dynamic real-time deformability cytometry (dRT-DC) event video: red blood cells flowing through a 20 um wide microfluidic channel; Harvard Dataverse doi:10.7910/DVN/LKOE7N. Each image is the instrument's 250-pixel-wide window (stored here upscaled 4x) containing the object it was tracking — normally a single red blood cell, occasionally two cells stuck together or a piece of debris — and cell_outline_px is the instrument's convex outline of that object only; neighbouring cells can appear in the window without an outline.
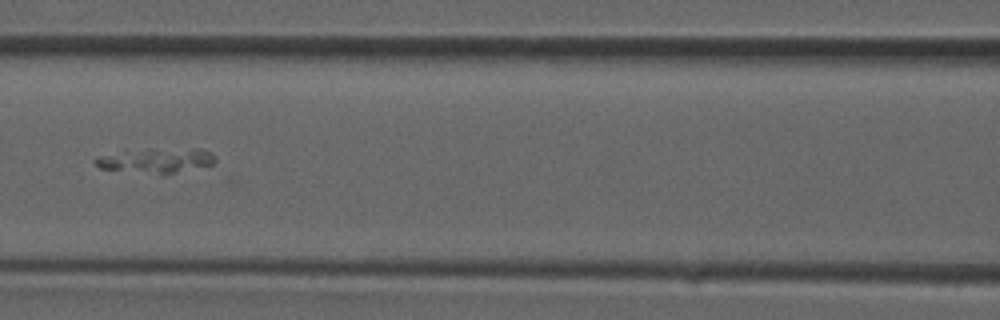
{"species": "common noctule bat (a hibernating species)", "species_latin": "Nyctalus noctula", "temperature_condition": "room temperature", "stored_images_in_passage": 27, "camera_frame_rate_fps": 3000, "um_per_image_px": 0.085, "animal": {"sex": "male", "forearm_length_mm": 52.5}, "frame": {"image": 1, "passage_image": 7, "time_ms": 2.0, "image_size_px": [1000, 320], "cell_outline_px": [[216, 160], [212, 164], [172, 172], [160, 172], [100, 168], [92, 160], [96, 156], [124, 148], [200, 148], [212, 152]], "centroid_in_image_um": [13.19, 13.54], "position_along_channel_um": 153.4, "area_um2": 17.22}}
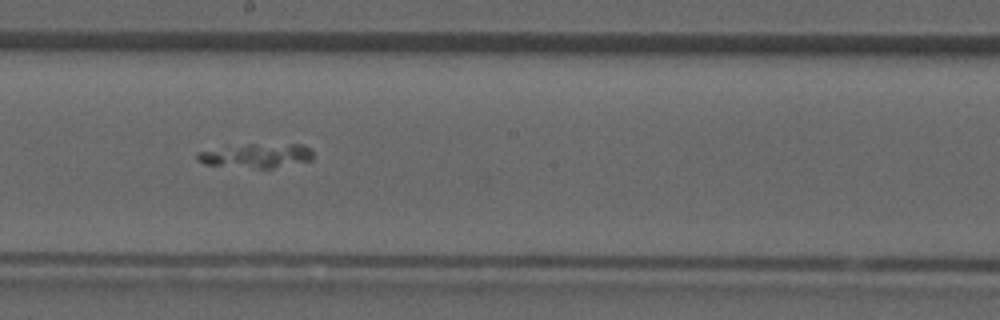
{"frame": {"image": 2, "passage_image": 11, "time_ms": 3.333, "image_size_px": [1000, 320], "cell_outline_px": [[312, 160], [272, 168], [256, 168], [204, 164], [196, 160], [196, 152], [248, 144], [304, 144], [312, 152]], "centroid_in_image_um": [21.8, 13.23], "position_along_channel_um": 226.4, "area_um2": 16.13}}
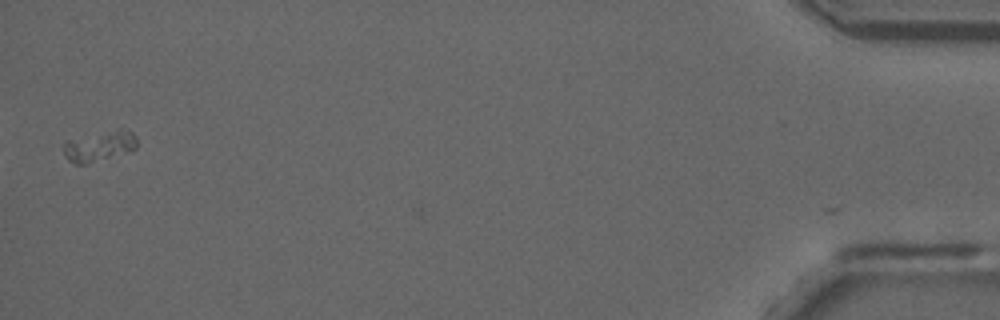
{"frame": {"image": 3, "passage_image": 27, "time_ms": 8.667, "image_size_px": [1000, 320], "cell_outline_px": [[136, 148], [84, 164], [76, 164], [68, 160], [64, 152], [64, 144], [68, 140], [116, 132], [132, 132], [136, 136]], "centroid_in_image_um": [8.39, 12.48], "position_along_channel_um": 426.8, "area_um2": 11.56}}